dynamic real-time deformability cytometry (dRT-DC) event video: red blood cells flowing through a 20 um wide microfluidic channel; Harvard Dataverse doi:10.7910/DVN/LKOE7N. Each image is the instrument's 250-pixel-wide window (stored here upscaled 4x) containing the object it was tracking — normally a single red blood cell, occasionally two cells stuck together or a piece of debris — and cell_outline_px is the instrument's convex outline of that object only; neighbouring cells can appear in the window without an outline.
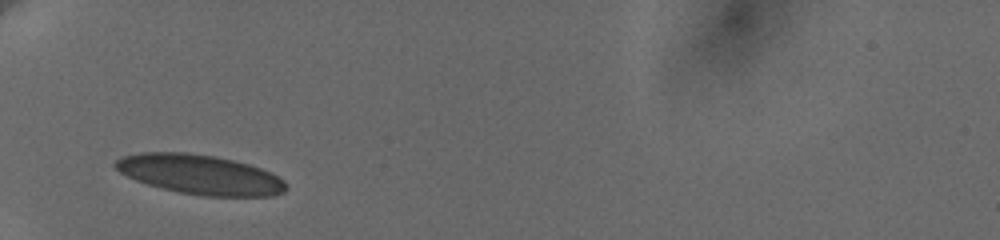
{"species": "human", "species_latin": "Homo sapiens", "temperature_condition": "cold", "stored_images_in_passage": 3, "camera_frame_rate_fps": 3000, "um_per_image_px": 0.085, "donor": {"sex": "female"}, "frame": {"image": 1, "passage_image": 2, "time_ms": 1.0, "image_size_px": [1000, 240], "cell_outline_px": [[288, 188], [284, 192], [272, 196], [204, 196], [180, 192], [160, 188], [136, 180], [120, 172], [112, 164], [116, 160], [124, 156], [140, 152], [180, 152], [212, 156], [232, 160], [248, 164], [260, 168], [284, 180]], "centroid_in_image_um": [16.99, 14.84], "position_along_channel_um": 68.0, "area_um2": 39.07}}